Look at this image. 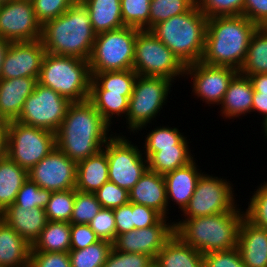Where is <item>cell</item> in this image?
I'll list each match as a JSON object with an SVG mask.
<instances>
[{
	"instance_id": "cell-1",
	"label": "cell",
	"mask_w": 267,
	"mask_h": 267,
	"mask_svg": "<svg viewBox=\"0 0 267 267\" xmlns=\"http://www.w3.org/2000/svg\"><path fill=\"white\" fill-rule=\"evenodd\" d=\"M110 127L89 100L73 102L55 133L56 147L78 163L104 148Z\"/></svg>"
},
{
	"instance_id": "cell-2",
	"label": "cell",
	"mask_w": 267,
	"mask_h": 267,
	"mask_svg": "<svg viewBox=\"0 0 267 267\" xmlns=\"http://www.w3.org/2000/svg\"><path fill=\"white\" fill-rule=\"evenodd\" d=\"M258 26L244 15L208 18L201 62L239 71Z\"/></svg>"
},
{
	"instance_id": "cell-3",
	"label": "cell",
	"mask_w": 267,
	"mask_h": 267,
	"mask_svg": "<svg viewBox=\"0 0 267 267\" xmlns=\"http://www.w3.org/2000/svg\"><path fill=\"white\" fill-rule=\"evenodd\" d=\"M95 37L89 11L82 2H75L42 26L41 41L47 53L89 60Z\"/></svg>"
},
{
	"instance_id": "cell-4",
	"label": "cell",
	"mask_w": 267,
	"mask_h": 267,
	"mask_svg": "<svg viewBox=\"0 0 267 267\" xmlns=\"http://www.w3.org/2000/svg\"><path fill=\"white\" fill-rule=\"evenodd\" d=\"M238 207L230 212L185 218L174 222V233L187 245L202 254L237 247L244 211Z\"/></svg>"
},
{
	"instance_id": "cell-5",
	"label": "cell",
	"mask_w": 267,
	"mask_h": 267,
	"mask_svg": "<svg viewBox=\"0 0 267 267\" xmlns=\"http://www.w3.org/2000/svg\"><path fill=\"white\" fill-rule=\"evenodd\" d=\"M207 21L195 4L189 11L154 25L150 31L186 66L202 58Z\"/></svg>"
},
{
	"instance_id": "cell-6",
	"label": "cell",
	"mask_w": 267,
	"mask_h": 267,
	"mask_svg": "<svg viewBox=\"0 0 267 267\" xmlns=\"http://www.w3.org/2000/svg\"><path fill=\"white\" fill-rule=\"evenodd\" d=\"M91 78L88 60L46 52L37 81L73 103L89 100Z\"/></svg>"
},
{
	"instance_id": "cell-7",
	"label": "cell",
	"mask_w": 267,
	"mask_h": 267,
	"mask_svg": "<svg viewBox=\"0 0 267 267\" xmlns=\"http://www.w3.org/2000/svg\"><path fill=\"white\" fill-rule=\"evenodd\" d=\"M141 29L124 26L95 37L90 56V73L133 69L135 41Z\"/></svg>"
},
{
	"instance_id": "cell-8",
	"label": "cell",
	"mask_w": 267,
	"mask_h": 267,
	"mask_svg": "<svg viewBox=\"0 0 267 267\" xmlns=\"http://www.w3.org/2000/svg\"><path fill=\"white\" fill-rule=\"evenodd\" d=\"M185 65L150 30H140L136 36L133 70L140 76L164 77L174 82L185 77Z\"/></svg>"
},
{
	"instance_id": "cell-9",
	"label": "cell",
	"mask_w": 267,
	"mask_h": 267,
	"mask_svg": "<svg viewBox=\"0 0 267 267\" xmlns=\"http://www.w3.org/2000/svg\"><path fill=\"white\" fill-rule=\"evenodd\" d=\"M172 83L164 77L137 76L126 116L129 131L138 132L156 118L166 103Z\"/></svg>"
},
{
	"instance_id": "cell-10",
	"label": "cell",
	"mask_w": 267,
	"mask_h": 267,
	"mask_svg": "<svg viewBox=\"0 0 267 267\" xmlns=\"http://www.w3.org/2000/svg\"><path fill=\"white\" fill-rule=\"evenodd\" d=\"M7 156L29 171L55 147V133L46 129L7 122Z\"/></svg>"
},
{
	"instance_id": "cell-11",
	"label": "cell",
	"mask_w": 267,
	"mask_h": 267,
	"mask_svg": "<svg viewBox=\"0 0 267 267\" xmlns=\"http://www.w3.org/2000/svg\"><path fill=\"white\" fill-rule=\"evenodd\" d=\"M104 148L108 158L109 181L130 191L148 169V160L142 156L137 145L131 144L123 135L112 136Z\"/></svg>"
},
{
	"instance_id": "cell-12",
	"label": "cell",
	"mask_w": 267,
	"mask_h": 267,
	"mask_svg": "<svg viewBox=\"0 0 267 267\" xmlns=\"http://www.w3.org/2000/svg\"><path fill=\"white\" fill-rule=\"evenodd\" d=\"M70 104L58 92L37 83L16 121L56 133Z\"/></svg>"
},
{
	"instance_id": "cell-13",
	"label": "cell",
	"mask_w": 267,
	"mask_h": 267,
	"mask_svg": "<svg viewBox=\"0 0 267 267\" xmlns=\"http://www.w3.org/2000/svg\"><path fill=\"white\" fill-rule=\"evenodd\" d=\"M223 178L202 174L188 205L182 211L185 218H196L230 212L235 204L233 185Z\"/></svg>"
},
{
	"instance_id": "cell-14",
	"label": "cell",
	"mask_w": 267,
	"mask_h": 267,
	"mask_svg": "<svg viewBox=\"0 0 267 267\" xmlns=\"http://www.w3.org/2000/svg\"><path fill=\"white\" fill-rule=\"evenodd\" d=\"M42 26L37 21L31 1L12 0L0 4V37L11 42L41 39Z\"/></svg>"
},
{
	"instance_id": "cell-15",
	"label": "cell",
	"mask_w": 267,
	"mask_h": 267,
	"mask_svg": "<svg viewBox=\"0 0 267 267\" xmlns=\"http://www.w3.org/2000/svg\"><path fill=\"white\" fill-rule=\"evenodd\" d=\"M77 163L55 147L28 171V178L51 192L75 189Z\"/></svg>"
},
{
	"instance_id": "cell-16",
	"label": "cell",
	"mask_w": 267,
	"mask_h": 267,
	"mask_svg": "<svg viewBox=\"0 0 267 267\" xmlns=\"http://www.w3.org/2000/svg\"><path fill=\"white\" fill-rule=\"evenodd\" d=\"M238 72L231 67L212 66L201 61L185 67V75L193 80L194 95L211 105H220L229 83Z\"/></svg>"
},
{
	"instance_id": "cell-17",
	"label": "cell",
	"mask_w": 267,
	"mask_h": 267,
	"mask_svg": "<svg viewBox=\"0 0 267 267\" xmlns=\"http://www.w3.org/2000/svg\"><path fill=\"white\" fill-rule=\"evenodd\" d=\"M163 217L156 225L131 230L116 236L112 248L126 253H140L155 259L158 252L174 234V222Z\"/></svg>"
},
{
	"instance_id": "cell-18",
	"label": "cell",
	"mask_w": 267,
	"mask_h": 267,
	"mask_svg": "<svg viewBox=\"0 0 267 267\" xmlns=\"http://www.w3.org/2000/svg\"><path fill=\"white\" fill-rule=\"evenodd\" d=\"M45 53L41 39L11 42L3 60L1 79L31 77L38 80Z\"/></svg>"
},
{
	"instance_id": "cell-19",
	"label": "cell",
	"mask_w": 267,
	"mask_h": 267,
	"mask_svg": "<svg viewBox=\"0 0 267 267\" xmlns=\"http://www.w3.org/2000/svg\"><path fill=\"white\" fill-rule=\"evenodd\" d=\"M0 218L12 227L31 246L39 238L48 219L44 208H24L12 204L2 213Z\"/></svg>"
},
{
	"instance_id": "cell-20",
	"label": "cell",
	"mask_w": 267,
	"mask_h": 267,
	"mask_svg": "<svg viewBox=\"0 0 267 267\" xmlns=\"http://www.w3.org/2000/svg\"><path fill=\"white\" fill-rule=\"evenodd\" d=\"M129 202L153 208L168 218L166 184L163 175L149 169L129 191Z\"/></svg>"
},
{
	"instance_id": "cell-21",
	"label": "cell",
	"mask_w": 267,
	"mask_h": 267,
	"mask_svg": "<svg viewBox=\"0 0 267 267\" xmlns=\"http://www.w3.org/2000/svg\"><path fill=\"white\" fill-rule=\"evenodd\" d=\"M37 83V79L31 77L0 80V115L6 122L18 119Z\"/></svg>"
},
{
	"instance_id": "cell-22",
	"label": "cell",
	"mask_w": 267,
	"mask_h": 267,
	"mask_svg": "<svg viewBox=\"0 0 267 267\" xmlns=\"http://www.w3.org/2000/svg\"><path fill=\"white\" fill-rule=\"evenodd\" d=\"M237 248L246 267H267V230L243 218Z\"/></svg>"
},
{
	"instance_id": "cell-23",
	"label": "cell",
	"mask_w": 267,
	"mask_h": 267,
	"mask_svg": "<svg viewBox=\"0 0 267 267\" xmlns=\"http://www.w3.org/2000/svg\"><path fill=\"white\" fill-rule=\"evenodd\" d=\"M198 171L195 160H193L182 168L164 174L167 202L170 203L172 199L183 211L192 198L197 182L203 174L201 171Z\"/></svg>"
},
{
	"instance_id": "cell-24",
	"label": "cell",
	"mask_w": 267,
	"mask_h": 267,
	"mask_svg": "<svg viewBox=\"0 0 267 267\" xmlns=\"http://www.w3.org/2000/svg\"><path fill=\"white\" fill-rule=\"evenodd\" d=\"M254 88L248 76L239 72L229 83L221 104V116L234 118L252 112Z\"/></svg>"
},
{
	"instance_id": "cell-25",
	"label": "cell",
	"mask_w": 267,
	"mask_h": 267,
	"mask_svg": "<svg viewBox=\"0 0 267 267\" xmlns=\"http://www.w3.org/2000/svg\"><path fill=\"white\" fill-rule=\"evenodd\" d=\"M108 173V158L102 149L97 154L77 163L75 189L81 192L95 193L109 181Z\"/></svg>"
},
{
	"instance_id": "cell-26",
	"label": "cell",
	"mask_w": 267,
	"mask_h": 267,
	"mask_svg": "<svg viewBox=\"0 0 267 267\" xmlns=\"http://www.w3.org/2000/svg\"><path fill=\"white\" fill-rule=\"evenodd\" d=\"M154 262L158 267H204L203 254L175 233L158 252Z\"/></svg>"
},
{
	"instance_id": "cell-27",
	"label": "cell",
	"mask_w": 267,
	"mask_h": 267,
	"mask_svg": "<svg viewBox=\"0 0 267 267\" xmlns=\"http://www.w3.org/2000/svg\"><path fill=\"white\" fill-rule=\"evenodd\" d=\"M32 246L0 218V266L20 267L30 262Z\"/></svg>"
},
{
	"instance_id": "cell-28",
	"label": "cell",
	"mask_w": 267,
	"mask_h": 267,
	"mask_svg": "<svg viewBox=\"0 0 267 267\" xmlns=\"http://www.w3.org/2000/svg\"><path fill=\"white\" fill-rule=\"evenodd\" d=\"M121 0H83L82 3L89 11L94 33L123 28Z\"/></svg>"
},
{
	"instance_id": "cell-29",
	"label": "cell",
	"mask_w": 267,
	"mask_h": 267,
	"mask_svg": "<svg viewBox=\"0 0 267 267\" xmlns=\"http://www.w3.org/2000/svg\"><path fill=\"white\" fill-rule=\"evenodd\" d=\"M28 178V171L8 156L0 159V213L14 204L16 195Z\"/></svg>"
},
{
	"instance_id": "cell-30",
	"label": "cell",
	"mask_w": 267,
	"mask_h": 267,
	"mask_svg": "<svg viewBox=\"0 0 267 267\" xmlns=\"http://www.w3.org/2000/svg\"><path fill=\"white\" fill-rule=\"evenodd\" d=\"M186 138L187 137H185L178 145H175V147L161 148L160 151L154 152L147 159L148 169L164 175L192 162L194 158L191 156L192 154L188 147L189 142H187Z\"/></svg>"
},
{
	"instance_id": "cell-31",
	"label": "cell",
	"mask_w": 267,
	"mask_h": 267,
	"mask_svg": "<svg viewBox=\"0 0 267 267\" xmlns=\"http://www.w3.org/2000/svg\"><path fill=\"white\" fill-rule=\"evenodd\" d=\"M71 223L48 221L39 238L32 245L31 252L69 253Z\"/></svg>"
},
{
	"instance_id": "cell-32",
	"label": "cell",
	"mask_w": 267,
	"mask_h": 267,
	"mask_svg": "<svg viewBox=\"0 0 267 267\" xmlns=\"http://www.w3.org/2000/svg\"><path fill=\"white\" fill-rule=\"evenodd\" d=\"M90 91H109L131 96L138 74L133 70L91 73Z\"/></svg>"
},
{
	"instance_id": "cell-33",
	"label": "cell",
	"mask_w": 267,
	"mask_h": 267,
	"mask_svg": "<svg viewBox=\"0 0 267 267\" xmlns=\"http://www.w3.org/2000/svg\"><path fill=\"white\" fill-rule=\"evenodd\" d=\"M239 73L245 76L267 74V26L253 33Z\"/></svg>"
},
{
	"instance_id": "cell-34",
	"label": "cell",
	"mask_w": 267,
	"mask_h": 267,
	"mask_svg": "<svg viewBox=\"0 0 267 267\" xmlns=\"http://www.w3.org/2000/svg\"><path fill=\"white\" fill-rule=\"evenodd\" d=\"M129 98L130 96H123L121 93L109 91H90L89 95V101L110 126L111 120H113L112 117L115 114L117 117L125 115L126 118Z\"/></svg>"
},
{
	"instance_id": "cell-35",
	"label": "cell",
	"mask_w": 267,
	"mask_h": 267,
	"mask_svg": "<svg viewBox=\"0 0 267 267\" xmlns=\"http://www.w3.org/2000/svg\"><path fill=\"white\" fill-rule=\"evenodd\" d=\"M112 249V243L99 240L84 249H70L71 267H103Z\"/></svg>"
},
{
	"instance_id": "cell-36",
	"label": "cell",
	"mask_w": 267,
	"mask_h": 267,
	"mask_svg": "<svg viewBox=\"0 0 267 267\" xmlns=\"http://www.w3.org/2000/svg\"><path fill=\"white\" fill-rule=\"evenodd\" d=\"M196 0H151L149 30L161 21L189 11Z\"/></svg>"
},
{
	"instance_id": "cell-37",
	"label": "cell",
	"mask_w": 267,
	"mask_h": 267,
	"mask_svg": "<svg viewBox=\"0 0 267 267\" xmlns=\"http://www.w3.org/2000/svg\"><path fill=\"white\" fill-rule=\"evenodd\" d=\"M75 201V189L52 192L45 208L48 221L70 222Z\"/></svg>"
},
{
	"instance_id": "cell-38",
	"label": "cell",
	"mask_w": 267,
	"mask_h": 267,
	"mask_svg": "<svg viewBox=\"0 0 267 267\" xmlns=\"http://www.w3.org/2000/svg\"><path fill=\"white\" fill-rule=\"evenodd\" d=\"M151 0H121L123 24L141 30H149Z\"/></svg>"
},
{
	"instance_id": "cell-39",
	"label": "cell",
	"mask_w": 267,
	"mask_h": 267,
	"mask_svg": "<svg viewBox=\"0 0 267 267\" xmlns=\"http://www.w3.org/2000/svg\"><path fill=\"white\" fill-rule=\"evenodd\" d=\"M145 139L144 156L148 159L154 152H158L161 148L175 147L185 136L179 132L177 128L157 127L152 130Z\"/></svg>"
},
{
	"instance_id": "cell-40",
	"label": "cell",
	"mask_w": 267,
	"mask_h": 267,
	"mask_svg": "<svg viewBox=\"0 0 267 267\" xmlns=\"http://www.w3.org/2000/svg\"><path fill=\"white\" fill-rule=\"evenodd\" d=\"M101 208L94 193L81 192L75 189L73 213L69 223L89 224Z\"/></svg>"
},
{
	"instance_id": "cell-41",
	"label": "cell",
	"mask_w": 267,
	"mask_h": 267,
	"mask_svg": "<svg viewBox=\"0 0 267 267\" xmlns=\"http://www.w3.org/2000/svg\"><path fill=\"white\" fill-rule=\"evenodd\" d=\"M51 193V191L40 188L37 183L27 178L18 191L14 204L24 208L41 207L45 209Z\"/></svg>"
},
{
	"instance_id": "cell-42",
	"label": "cell",
	"mask_w": 267,
	"mask_h": 267,
	"mask_svg": "<svg viewBox=\"0 0 267 267\" xmlns=\"http://www.w3.org/2000/svg\"><path fill=\"white\" fill-rule=\"evenodd\" d=\"M245 0H196V6L207 17L243 15Z\"/></svg>"
},
{
	"instance_id": "cell-43",
	"label": "cell",
	"mask_w": 267,
	"mask_h": 267,
	"mask_svg": "<svg viewBox=\"0 0 267 267\" xmlns=\"http://www.w3.org/2000/svg\"><path fill=\"white\" fill-rule=\"evenodd\" d=\"M264 183L253 193L244 214L251 223L267 230V182Z\"/></svg>"
},
{
	"instance_id": "cell-44",
	"label": "cell",
	"mask_w": 267,
	"mask_h": 267,
	"mask_svg": "<svg viewBox=\"0 0 267 267\" xmlns=\"http://www.w3.org/2000/svg\"><path fill=\"white\" fill-rule=\"evenodd\" d=\"M74 3V0L32 1L37 21L41 24V26L65 13Z\"/></svg>"
},
{
	"instance_id": "cell-45",
	"label": "cell",
	"mask_w": 267,
	"mask_h": 267,
	"mask_svg": "<svg viewBox=\"0 0 267 267\" xmlns=\"http://www.w3.org/2000/svg\"><path fill=\"white\" fill-rule=\"evenodd\" d=\"M94 195L102 208L114 209L129 202V191L110 181L104 183Z\"/></svg>"
},
{
	"instance_id": "cell-46",
	"label": "cell",
	"mask_w": 267,
	"mask_h": 267,
	"mask_svg": "<svg viewBox=\"0 0 267 267\" xmlns=\"http://www.w3.org/2000/svg\"><path fill=\"white\" fill-rule=\"evenodd\" d=\"M154 259L145 254L126 253L111 249L103 267H150Z\"/></svg>"
},
{
	"instance_id": "cell-47",
	"label": "cell",
	"mask_w": 267,
	"mask_h": 267,
	"mask_svg": "<svg viewBox=\"0 0 267 267\" xmlns=\"http://www.w3.org/2000/svg\"><path fill=\"white\" fill-rule=\"evenodd\" d=\"M89 225L100 240L113 243L116 239V225L113 209L101 208Z\"/></svg>"
},
{
	"instance_id": "cell-48",
	"label": "cell",
	"mask_w": 267,
	"mask_h": 267,
	"mask_svg": "<svg viewBox=\"0 0 267 267\" xmlns=\"http://www.w3.org/2000/svg\"><path fill=\"white\" fill-rule=\"evenodd\" d=\"M204 267H246L237 247L203 254Z\"/></svg>"
},
{
	"instance_id": "cell-49",
	"label": "cell",
	"mask_w": 267,
	"mask_h": 267,
	"mask_svg": "<svg viewBox=\"0 0 267 267\" xmlns=\"http://www.w3.org/2000/svg\"><path fill=\"white\" fill-rule=\"evenodd\" d=\"M30 262L34 267H71L69 253L31 252Z\"/></svg>"
},
{
	"instance_id": "cell-50",
	"label": "cell",
	"mask_w": 267,
	"mask_h": 267,
	"mask_svg": "<svg viewBox=\"0 0 267 267\" xmlns=\"http://www.w3.org/2000/svg\"><path fill=\"white\" fill-rule=\"evenodd\" d=\"M70 249H84L100 239L89 224H71Z\"/></svg>"
},
{
	"instance_id": "cell-51",
	"label": "cell",
	"mask_w": 267,
	"mask_h": 267,
	"mask_svg": "<svg viewBox=\"0 0 267 267\" xmlns=\"http://www.w3.org/2000/svg\"><path fill=\"white\" fill-rule=\"evenodd\" d=\"M135 229L156 225L163 216L153 208L132 202Z\"/></svg>"
},
{
	"instance_id": "cell-52",
	"label": "cell",
	"mask_w": 267,
	"mask_h": 267,
	"mask_svg": "<svg viewBox=\"0 0 267 267\" xmlns=\"http://www.w3.org/2000/svg\"><path fill=\"white\" fill-rule=\"evenodd\" d=\"M243 15L258 27H266L267 0H245Z\"/></svg>"
},
{
	"instance_id": "cell-53",
	"label": "cell",
	"mask_w": 267,
	"mask_h": 267,
	"mask_svg": "<svg viewBox=\"0 0 267 267\" xmlns=\"http://www.w3.org/2000/svg\"><path fill=\"white\" fill-rule=\"evenodd\" d=\"M113 212L116 225V236L135 230L132 202H128L127 204L114 208Z\"/></svg>"
},
{
	"instance_id": "cell-54",
	"label": "cell",
	"mask_w": 267,
	"mask_h": 267,
	"mask_svg": "<svg viewBox=\"0 0 267 267\" xmlns=\"http://www.w3.org/2000/svg\"><path fill=\"white\" fill-rule=\"evenodd\" d=\"M252 82L254 92L260 95H267V74H256L249 76Z\"/></svg>"
},
{
	"instance_id": "cell-55",
	"label": "cell",
	"mask_w": 267,
	"mask_h": 267,
	"mask_svg": "<svg viewBox=\"0 0 267 267\" xmlns=\"http://www.w3.org/2000/svg\"><path fill=\"white\" fill-rule=\"evenodd\" d=\"M259 112L265 118L267 116V95H260L258 92L253 94L252 112Z\"/></svg>"
},
{
	"instance_id": "cell-56",
	"label": "cell",
	"mask_w": 267,
	"mask_h": 267,
	"mask_svg": "<svg viewBox=\"0 0 267 267\" xmlns=\"http://www.w3.org/2000/svg\"><path fill=\"white\" fill-rule=\"evenodd\" d=\"M8 132L7 124L0 125V159L7 156Z\"/></svg>"
},
{
	"instance_id": "cell-57",
	"label": "cell",
	"mask_w": 267,
	"mask_h": 267,
	"mask_svg": "<svg viewBox=\"0 0 267 267\" xmlns=\"http://www.w3.org/2000/svg\"><path fill=\"white\" fill-rule=\"evenodd\" d=\"M10 44H11L10 40L2 39L0 37V80H1V70H2L3 60L9 49Z\"/></svg>"
},
{
	"instance_id": "cell-58",
	"label": "cell",
	"mask_w": 267,
	"mask_h": 267,
	"mask_svg": "<svg viewBox=\"0 0 267 267\" xmlns=\"http://www.w3.org/2000/svg\"><path fill=\"white\" fill-rule=\"evenodd\" d=\"M263 120V129H264V133H265V135L264 136H266L265 138H267V116L265 117V118H263L262 119Z\"/></svg>"
},
{
	"instance_id": "cell-59",
	"label": "cell",
	"mask_w": 267,
	"mask_h": 267,
	"mask_svg": "<svg viewBox=\"0 0 267 267\" xmlns=\"http://www.w3.org/2000/svg\"><path fill=\"white\" fill-rule=\"evenodd\" d=\"M4 124H7V122L0 115V125H4Z\"/></svg>"
},
{
	"instance_id": "cell-60",
	"label": "cell",
	"mask_w": 267,
	"mask_h": 267,
	"mask_svg": "<svg viewBox=\"0 0 267 267\" xmlns=\"http://www.w3.org/2000/svg\"><path fill=\"white\" fill-rule=\"evenodd\" d=\"M20 267H34L31 262H28L26 265L20 266Z\"/></svg>"
},
{
	"instance_id": "cell-61",
	"label": "cell",
	"mask_w": 267,
	"mask_h": 267,
	"mask_svg": "<svg viewBox=\"0 0 267 267\" xmlns=\"http://www.w3.org/2000/svg\"><path fill=\"white\" fill-rule=\"evenodd\" d=\"M9 1H12V0H0V4H5V3L9 2Z\"/></svg>"
},
{
	"instance_id": "cell-62",
	"label": "cell",
	"mask_w": 267,
	"mask_h": 267,
	"mask_svg": "<svg viewBox=\"0 0 267 267\" xmlns=\"http://www.w3.org/2000/svg\"><path fill=\"white\" fill-rule=\"evenodd\" d=\"M150 267H158L156 263L154 262Z\"/></svg>"
},
{
	"instance_id": "cell-63",
	"label": "cell",
	"mask_w": 267,
	"mask_h": 267,
	"mask_svg": "<svg viewBox=\"0 0 267 267\" xmlns=\"http://www.w3.org/2000/svg\"><path fill=\"white\" fill-rule=\"evenodd\" d=\"M75 2H82L83 0H74Z\"/></svg>"
}]
</instances>
